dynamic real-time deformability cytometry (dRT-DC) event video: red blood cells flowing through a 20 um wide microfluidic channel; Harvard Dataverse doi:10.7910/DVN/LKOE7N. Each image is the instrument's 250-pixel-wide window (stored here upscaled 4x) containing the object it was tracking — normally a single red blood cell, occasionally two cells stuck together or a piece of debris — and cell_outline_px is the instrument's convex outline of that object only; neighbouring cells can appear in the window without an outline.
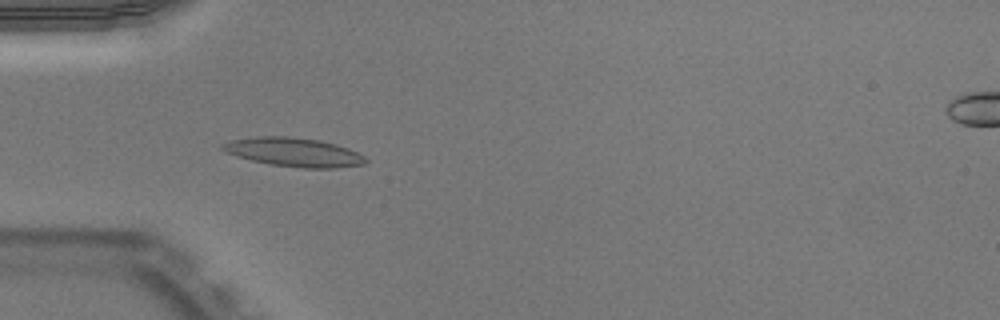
{"species": "Egyptian fruit bat (a non-hibernating species)", "species_latin": "Rousettus aegyptiacus", "temperature_condition": "warm", "stored_images_in_passage": 27, "camera_frame_rate_fps": 3000, "um_per_image_px": 0.085, "animal": {"sex": "male"}, "frame": {"image": 1, "passage_image": 5, "time_ms": 1.333, "image_size_px": [1000, 320], "cell_outline_px": [[368, 160], [364, 164], [336, 168], [304, 168], [268, 164], [236, 156], [220, 148], [220, 144], [232, 140], [260, 136], [288, 136], [320, 140], [336, 144], [348, 148], [364, 156]], "centroid_in_image_um": [24.98, 12.93], "position_along_channel_um": 60.0, "area_um2": 23.99}}